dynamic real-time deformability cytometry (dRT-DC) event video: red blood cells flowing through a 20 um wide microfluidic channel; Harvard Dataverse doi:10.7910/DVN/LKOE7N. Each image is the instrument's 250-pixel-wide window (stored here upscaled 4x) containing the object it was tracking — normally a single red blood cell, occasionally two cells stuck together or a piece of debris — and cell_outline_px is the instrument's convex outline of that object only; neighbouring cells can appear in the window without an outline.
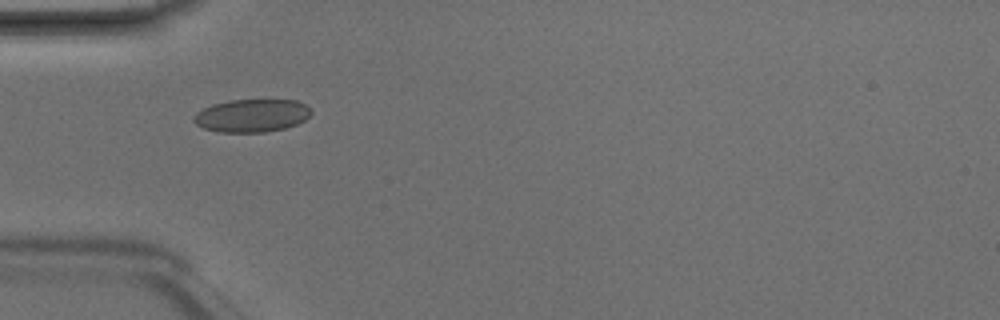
{"species": "Egyptian fruit bat (a non-hibernating species)", "species_latin": "Rousettus aegyptiacus", "temperature_condition": "room temperature", "stored_images_in_passage": 4, "camera_frame_rate_fps": 3000, "um_per_image_px": 0.085, "animal": {"sex": "male"}, "frame": {"image": 1, "passage_image": 2, "time_ms": 0.333, "image_size_px": [1000, 320], "cell_outline_px": [[312, 112], [304, 120], [296, 124], [284, 128], [264, 132], [220, 132], [204, 128], [196, 124], [192, 120], [192, 116], [196, 112], [212, 104], [232, 100], [296, 100], [304, 104]], "centroid_in_image_um": [21.36, 9.82], "position_along_channel_um": 63.6, "area_um2": 22.37}}
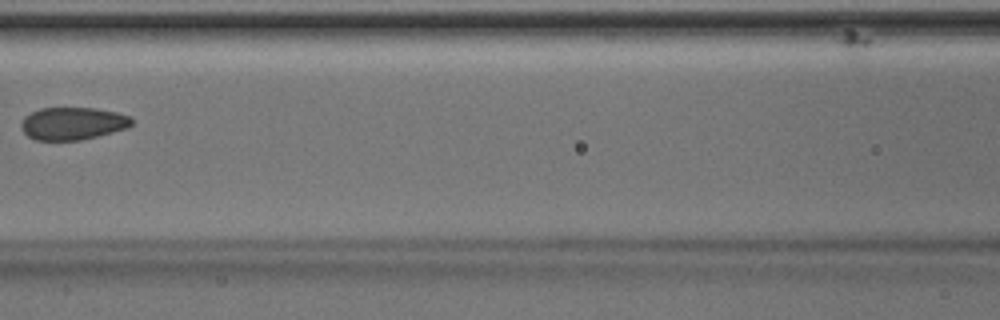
{"frame": {"image": 2, "passage_image": 4, "time_ms": 1.0, "image_size_px": [1000, 320], "cell_outline_px": [[132, 124], [128, 128], [80, 140], [36, 140], [28, 136], [20, 128], [20, 124], [24, 116], [40, 108], [96, 108], [116, 112], [132, 116]], "centroid_in_image_um": [6.18, 10.49], "position_along_channel_um": 160.4, "area_um2": 21.04}}